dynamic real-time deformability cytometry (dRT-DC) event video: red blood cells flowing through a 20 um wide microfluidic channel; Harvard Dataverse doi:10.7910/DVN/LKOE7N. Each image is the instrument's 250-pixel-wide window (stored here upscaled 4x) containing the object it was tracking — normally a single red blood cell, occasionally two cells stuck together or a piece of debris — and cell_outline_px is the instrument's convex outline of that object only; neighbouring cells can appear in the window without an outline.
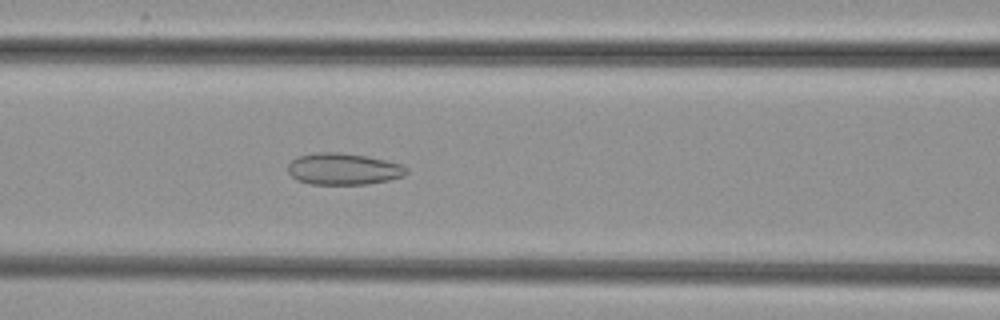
{"species": "common noctule bat (a hibernating species)", "species_latin": "Nyctalus noctula", "temperature_condition": "cold", "stored_images_in_passage": 52, "camera_frame_rate_fps": 3000, "um_per_image_px": 0.085, "animal": {"sex": "female", "body_mass_g": 29.2, "forearm_length_mm": 56.3}, "frame": {"image": 1, "passage_image": 22, "time_ms": 7.0, "image_size_px": [1000, 320], "cell_outline_px": [[408, 172], [404, 176], [388, 180], [368, 184], [312, 184], [296, 180], [288, 172], [288, 164], [296, 156], [316, 152], [340, 152], [364, 156], [404, 164], [408, 168]], "centroid_in_image_um": [29.19, 14.36], "position_along_channel_um": 137.4, "area_um2": 21.96}}
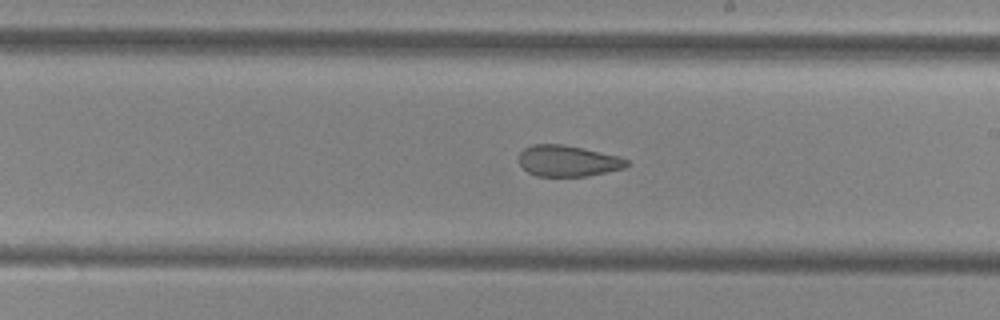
{"frame": {"image": 2, "passage_image": 30, "time_ms": 9.667, "image_size_px": [1000, 320], "cell_outline_px": [[628, 164], [624, 168], [588, 176], [536, 176], [528, 172], [520, 164], [520, 152], [524, 148], [532, 144], [564, 144], [584, 148], [620, 156], [628, 160]], "centroid_in_image_um": [48.28, 13.67], "position_along_channel_um": 240.7, "area_um2": 19.59}}
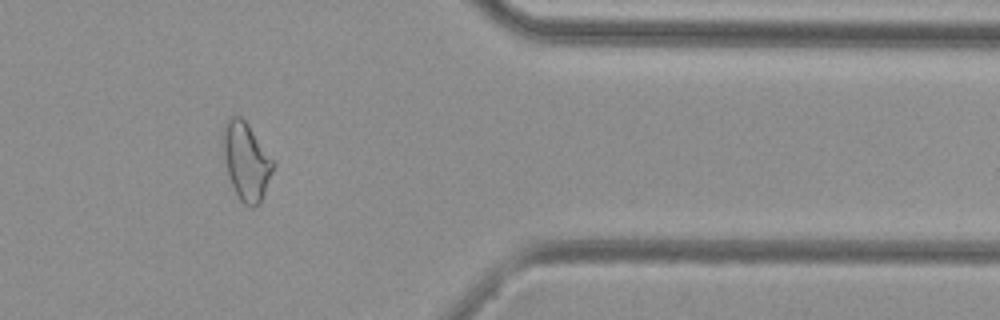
{"frame": {"image": 3, "passage_image": 43, "time_ms": 14.0, "image_size_px": [1000, 320], "cell_outline_px": [[276, 164], [260, 204], [252, 208], [244, 204], [240, 200], [228, 176], [220, 136], [224, 120], [228, 116], [240, 116], [248, 124]], "centroid_in_image_um": [20.9, 13.67], "position_along_channel_um": 390.5, "area_um2": 23.0}}